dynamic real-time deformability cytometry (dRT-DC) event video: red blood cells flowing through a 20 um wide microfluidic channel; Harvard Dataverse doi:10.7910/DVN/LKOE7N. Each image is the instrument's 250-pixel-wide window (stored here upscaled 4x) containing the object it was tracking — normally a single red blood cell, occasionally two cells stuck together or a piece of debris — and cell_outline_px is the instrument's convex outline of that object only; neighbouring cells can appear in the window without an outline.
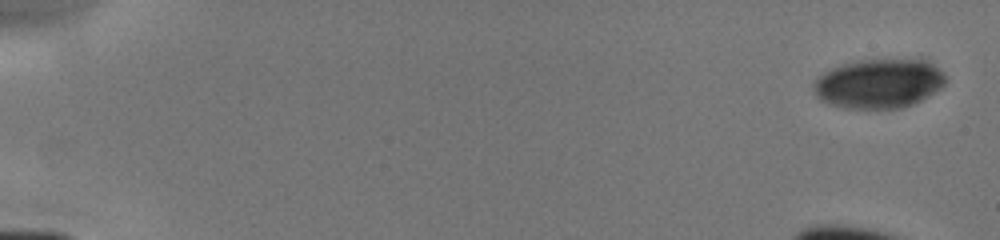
{"species": "human", "species_latin": "Homo sapiens", "temperature_condition": "cold", "stored_images_in_passage": 11, "camera_frame_rate_fps": 3000, "um_per_image_px": 0.085, "donor": {"sex": "male"}, "frame": {"image": 1, "passage_image": 1, "time_ms": 0.0, "image_size_px": [1000, 240], "cell_outline_px": [[948, 80], [940, 88], [928, 96], [912, 104], [900, 108], [844, 108], [828, 104], [820, 100], [816, 96], [812, 88], [812, 84], [824, 72], [832, 68], [856, 60], [924, 60], [932, 64], [944, 72]], "centroid_in_image_um": [74.69, 7.11], "position_along_channel_um": 10.3, "area_um2": 37.86}}